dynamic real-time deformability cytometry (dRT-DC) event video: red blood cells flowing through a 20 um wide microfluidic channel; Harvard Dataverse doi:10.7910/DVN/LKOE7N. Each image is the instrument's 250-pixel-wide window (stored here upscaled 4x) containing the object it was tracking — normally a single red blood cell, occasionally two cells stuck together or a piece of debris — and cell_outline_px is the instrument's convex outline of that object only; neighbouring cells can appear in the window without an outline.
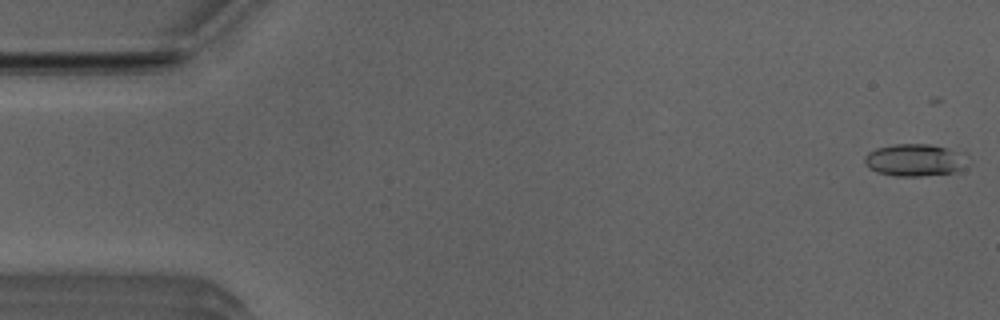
{"species": "Egyptian fruit bat (a non-hibernating species)", "species_latin": "Rousettus aegyptiacus", "temperature_condition": "room temperature", "stored_images_in_passage": 17, "camera_frame_rate_fps": 3000, "um_per_image_px": 0.085, "animal": {"sex": "male"}, "frame": {"image": 1, "passage_image": 1, "time_ms": 0.0, "image_size_px": [1000, 320], "cell_outline_px": [[956, 168], [952, 172], [920, 176], [896, 176], [876, 172], [868, 168], [864, 164], [864, 156], [868, 152], [876, 148], [896, 144], [928, 144], [948, 148], [956, 152]], "centroid_in_image_um": [77.45, 13.6], "position_along_channel_um": 7.5, "area_um2": 18.15}}
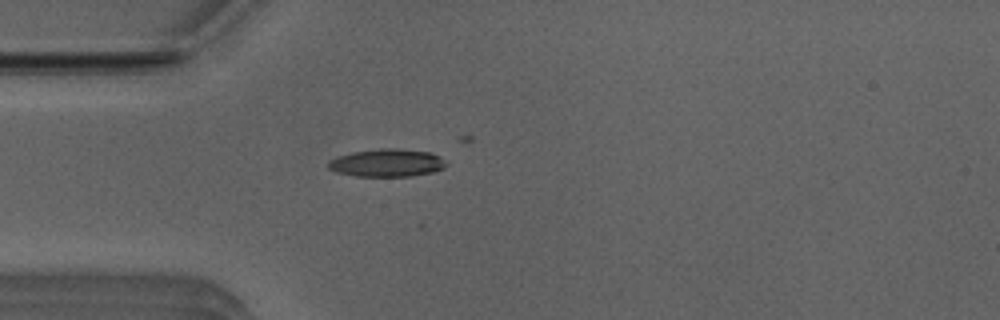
{"frame": {"image": 2, "passage_image": 14, "time_ms": 4.333, "image_size_px": [1000, 320], "cell_outline_px": [[448, 164], [444, 168], [432, 172], [412, 176], [356, 176], [336, 172], [328, 168], [328, 160], [336, 156], [352, 152], [380, 148], [400, 148], [432, 152], [440, 156]], "centroid_in_image_um": [32.9, 13.83], "position_along_channel_um": 52.1, "area_um2": 19.36}}